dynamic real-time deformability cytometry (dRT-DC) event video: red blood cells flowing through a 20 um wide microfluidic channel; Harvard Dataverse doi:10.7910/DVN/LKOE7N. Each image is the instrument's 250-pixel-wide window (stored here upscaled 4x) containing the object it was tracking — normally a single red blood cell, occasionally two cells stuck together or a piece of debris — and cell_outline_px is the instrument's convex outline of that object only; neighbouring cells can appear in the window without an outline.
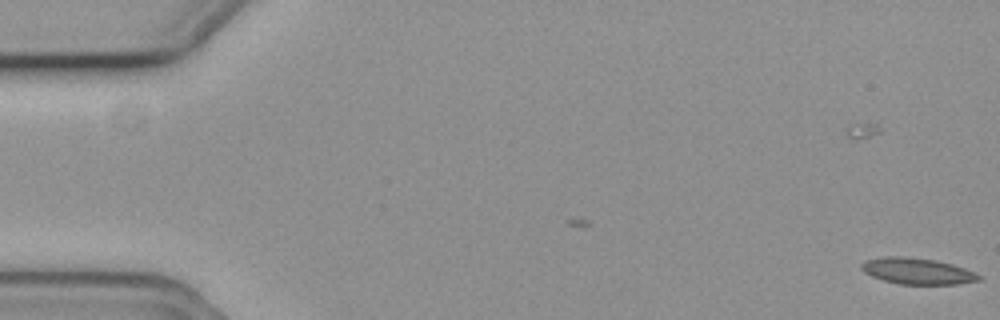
{"species": "common noctule bat (a hibernating species)", "species_latin": "Nyctalus noctula", "temperature_condition": "cold", "stored_images_in_passage": 6, "camera_frame_rate_fps": 3000, "um_per_image_px": 0.085, "animal": {"sex": "female", "body_mass_g": 19.3, "forearm_length_mm": 54.1}, "frame": {"image": 1, "passage_image": 6, "time_ms": 1.667, "image_size_px": [1000, 320], "cell_outline_px": [[984, 280], [956, 284], [900, 284], [884, 280], [872, 276], [864, 272], [860, 268], [860, 264], [864, 260], [884, 256], [904, 256], [936, 260], [952, 264], [964, 268], [980, 276]], "centroid_in_image_um": [77.94, 23.03], "position_along_channel_um": 7.1, "area_um2": 17.98}}